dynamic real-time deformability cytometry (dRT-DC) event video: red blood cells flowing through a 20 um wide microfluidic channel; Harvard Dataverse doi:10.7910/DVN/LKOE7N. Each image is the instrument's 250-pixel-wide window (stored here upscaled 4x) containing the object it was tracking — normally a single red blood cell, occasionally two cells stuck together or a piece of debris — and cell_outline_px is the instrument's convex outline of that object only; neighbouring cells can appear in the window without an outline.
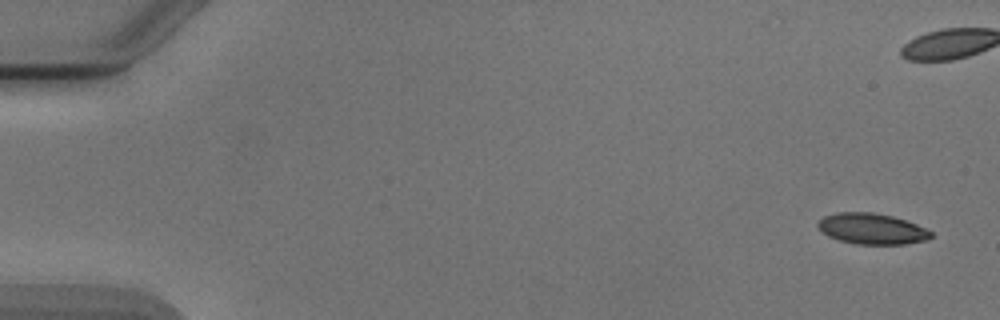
{"species": "Egyptian fruit bat (a non-hibernating species)", "species_latin": "Rousettus aegyptiacus", "temperature_condition": "cold", "stored_images_in_passage": 5, "camera_frame_rate_fps": 3000, "um_per_image_px": 0.085, "animal": {"sex": "male"}, "frame": {"image": 1, "passage_image": 1, "time_ms": 0.0, "image_size_px": [1000, 320], "cell_outline_px": [[932, 236], [928, 240], [904, 244], [856, 244], [840, 240], [828, 236], [816, 224], [824, 216], [836, 212], [872, 212], [892, 216], [916, 224], [932, 232]], "centroid_in_image_um": [74.11, 19.44], "position_along_channel_um": 10.9, "area_um2": 20.17}}